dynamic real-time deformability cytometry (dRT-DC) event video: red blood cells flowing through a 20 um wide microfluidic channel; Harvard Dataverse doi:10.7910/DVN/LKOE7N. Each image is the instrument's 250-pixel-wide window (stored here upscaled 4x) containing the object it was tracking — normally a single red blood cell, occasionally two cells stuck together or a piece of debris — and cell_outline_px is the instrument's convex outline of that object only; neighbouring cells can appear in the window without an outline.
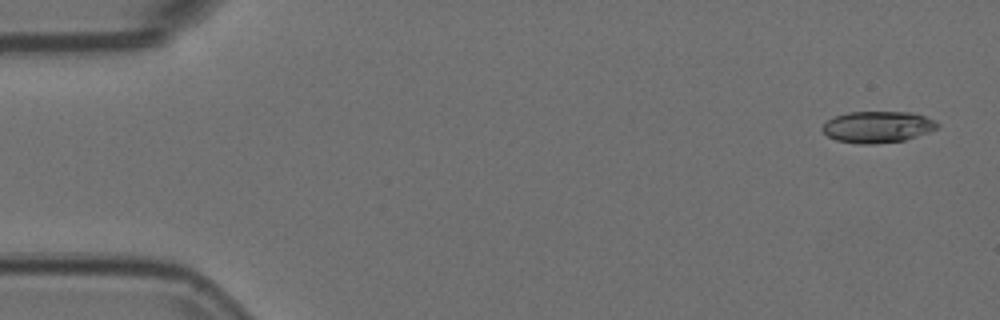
{"species": "Egyptian fruit bat (a non-hibernating species)", "species_latin": "Rousettus aegyptiacus", "temperature_condition": "room temperature", "stored_images_in_passage": 54, "camera_frame_rate_fps": 3000, "um_per_image_px": 0.085, "animal": {"sex": "female"}, "frame": {"image": 1, "passage_image": 2, "time_ms": 0.333, "image_size_px": [1000, 320], "cell_outline_px": [[940, 124], [936, 128], [928, 132], [904, 140], [872, 144], [860, 144], [836, 140], [828, 136], [820, 128], [832, 116], [848, 112], [912, 112], [936, 120]], "centroid_in_image_um": [74.58, 10.78], "position_along_channel_um": 10.4, "area_um2": 21.1}}
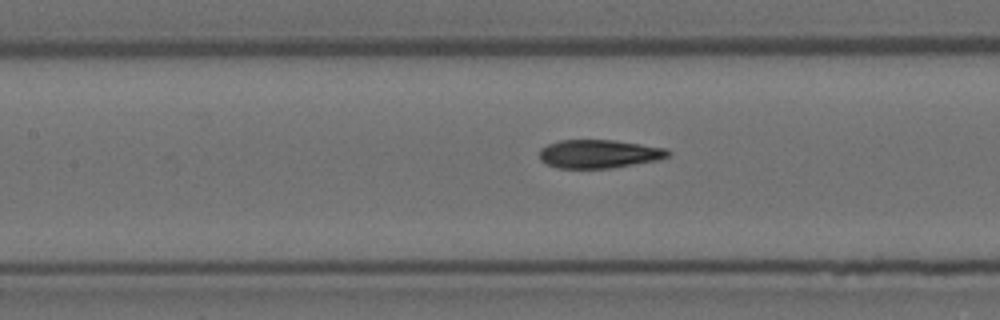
{"frame": {"image": 2, "passage_image": 24, "time_ms": 7.667, "image_size_px": [1000, 320], "cell_outline_px": [[672, 152], [668, 156], [656, 160], [612, 168], [556, 168], [540, 160], [540, 148], [548, 144], [560, 140], [612, 140], [668, 148]], "centroid_in_image_um": [50.91, 13.08], "position_along_channel_um": 156.5, "area_um2": 21.27}}
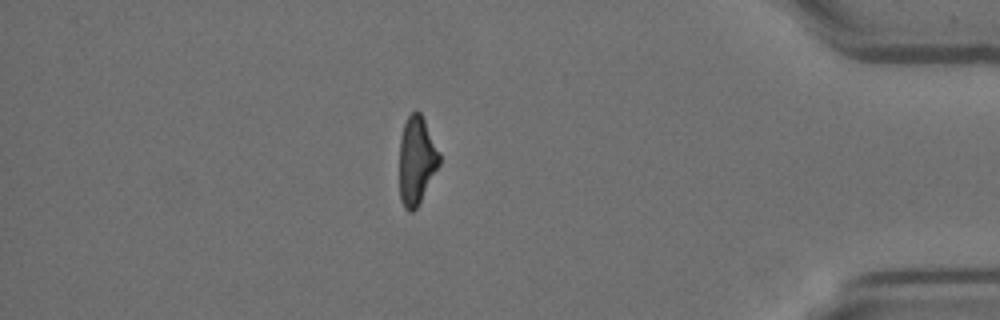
{"frame": {"image": 3, "passage_image": 47, "time_ms": 15.333, "image_size_px": [1000, 320], "cell_outline_px": [[440, 164], [416, 208], [412, 212], [408, 212], [404, 208], [400, 200], [400, 136], [404, 124], [408, 116], [416, 108], [420, 112], [440, 152]], "centroid_in_image_um": [35.4, 13.63], "position_along_channel_um": 399.8, "area_um2": 20.46}, "authors_computed_cell_mechanics": {"area_um2": 21.5305, "velocity_mm_per_s": 3.7066, "shape_relaxation_time_tau1_ms": 6.4157, "shape_relaxation_time_tau2_ms": 1.7411, "deformation_change_tau1": 0.2206, "deformation_change_tau2": 0.0951}}